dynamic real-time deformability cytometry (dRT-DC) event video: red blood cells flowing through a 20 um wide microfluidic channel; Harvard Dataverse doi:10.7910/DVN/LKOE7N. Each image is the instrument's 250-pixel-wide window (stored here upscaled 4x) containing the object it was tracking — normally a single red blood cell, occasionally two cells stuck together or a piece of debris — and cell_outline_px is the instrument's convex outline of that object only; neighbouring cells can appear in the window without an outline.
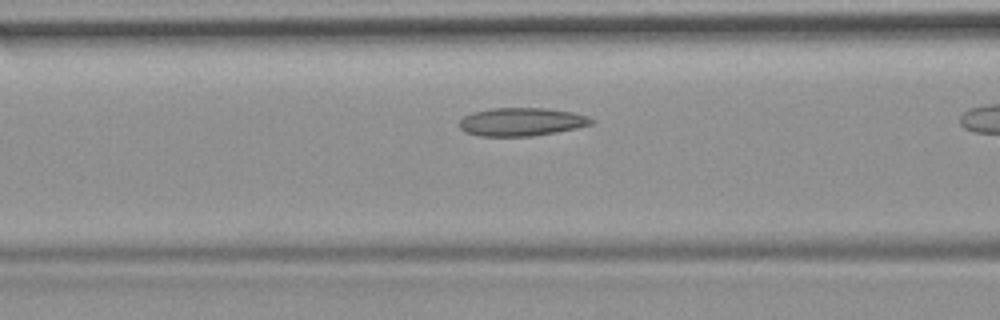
{"species": "common noctule bat (a hibernating species)", "species_latin": "Nyctalus noctula", "temperature_condition": "room temperature", "stored_images_in_passage": 11, "camera_frame_rate_fps": 3000, "um_per_image_px": 0.085, "animal": {"sex": "female", "body_mass_g": 19.9}, "frame": {"image": 1, "passage_image": 10, "time_ms": 3.0, "image_size_px": [1000, 320], "cell_outline_px": [[596, 120], [592, 124], [576, 128], [556, 132], [532, 136], [480, 136], [464, 132], [460, 128], [460, 120], [464, 116], [472, 112], [492, 108], [548, 108], [572, 112], [588, 116]], "centroid_in_image_um": [44.33, 10.35], "position_along_channel_um": 122.3, "area_um2": 21.79}}